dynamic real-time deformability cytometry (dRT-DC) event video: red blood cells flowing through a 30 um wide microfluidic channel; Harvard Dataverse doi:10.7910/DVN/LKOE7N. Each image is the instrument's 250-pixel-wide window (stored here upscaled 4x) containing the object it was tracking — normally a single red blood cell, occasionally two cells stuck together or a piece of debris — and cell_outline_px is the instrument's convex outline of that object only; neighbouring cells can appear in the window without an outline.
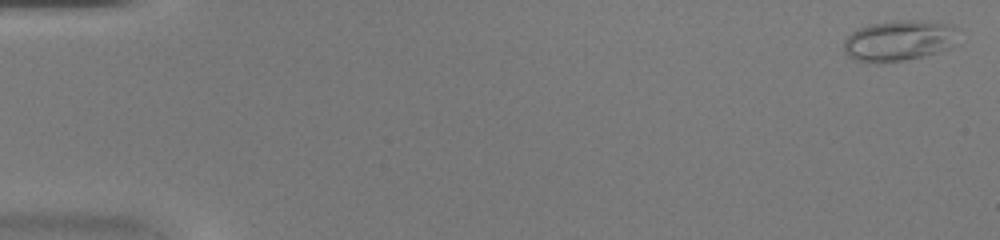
{"species": "common noctule bat (a hibernating species)", "species_latin": "Nyctalus noctula", "temperature_condition": "warm", "stored_images_in_passage": 45, "camera_frame_rate_fps": 3000, "um_per_image_px": 0.085, "animal": {"sex": "female", "body_mass_g": 20.0, "forearm_length_mm": 54.0}, "frame": {"image": 1, "passage_image": 1, "time_ms": 0.0, "image_size_px": [1000, 240], "cell_outline_px": [[960, 28], [948, 48], [924, 56], [904, 60], [856, 60], [848, 56], [844, 52], [844, 40], [852, 32], [868, 24], [896, 20], [928, 20], [952, 24]], "centroid_in_image_um": [76.44, 3.39], "position_along_channel_um": 8.6, "area_um2": 26.7}}
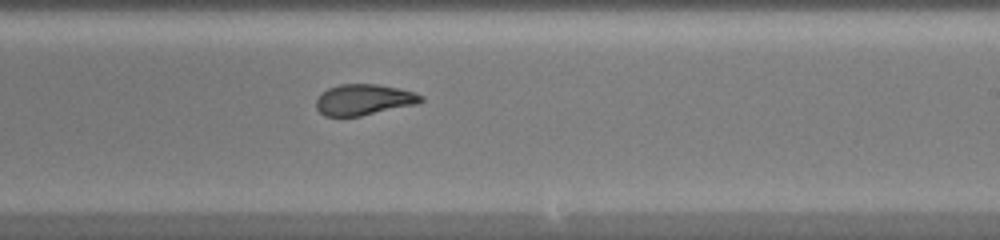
{"frame": {"image": 2, "passage_image": 28, "time_ms": 9.0, "image_size_px": [1000, 240], "cell_outline_px": [[424, 100], [420, 104], [360, 116], [324, 116], [316, 108], [316, 100], [328, 88], [340, 84], [376, 84], [400, 88], [424, 96]], "centroid_in_image_um": [30.97, 8.48], "position_along_channel_um": 258.0, "area_um2": 18.96}}
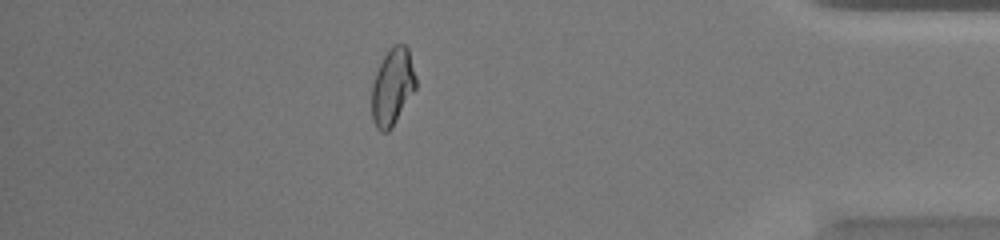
{"frame": {"image": 3, "passage_image": 40, "time_ms": 13.0, "image_size_px": [1000, 240], "cell_outline_px": [[416, 88], [392, 128], [388, 132], [380, 132], [376, 128], [372, 120], [372, 84], [376, 72], [384, 56], [396, 44], [404, 44], [408, 48], [416, 76]], "centroid_in_image_um": [33.36, 7.42], "position_along_channel_um": 401.8, "area_um2": 19.71}}